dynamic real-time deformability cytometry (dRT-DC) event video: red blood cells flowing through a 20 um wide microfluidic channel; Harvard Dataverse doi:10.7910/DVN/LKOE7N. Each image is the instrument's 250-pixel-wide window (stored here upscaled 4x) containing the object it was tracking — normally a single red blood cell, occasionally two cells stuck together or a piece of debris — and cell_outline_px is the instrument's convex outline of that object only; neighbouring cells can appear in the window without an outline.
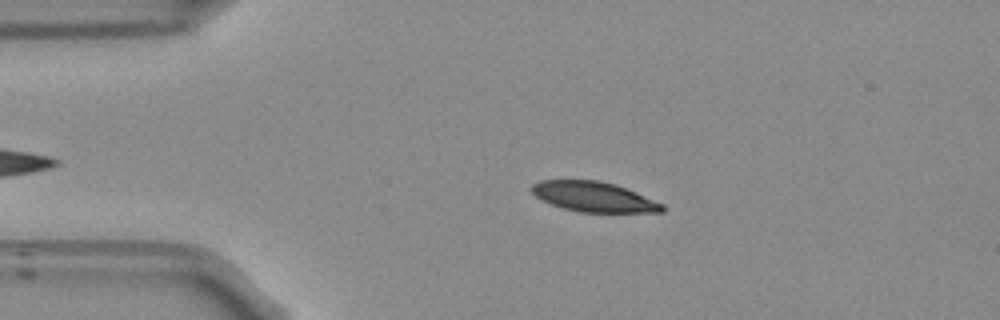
{"species": "Egyptian fruit bat (a non-hibernating species)", "species_latin": "Rousettus aegyptiacus", "temperature_condition": "room temperature", "stored_images_in_passage": 46, "camera_frame_rate_fps": 3000, "um_per_image_px": 0.085, "frame": {"image": 1, "passage_image": 10, "time_ms": 3.0, "image_size_px": [1000, 320], "cell_outline_px": [[664, 212], [580, 212], [564, 208], [552, 204], [536, 196], [532, 192], [532, 184], [540, 180], [596, 180], [616, 184], [664, 204]], "centroid_in_image_um": [50.49, 16.72], "position_along_channel_um": 34.5, "area_um2": 22.6}}
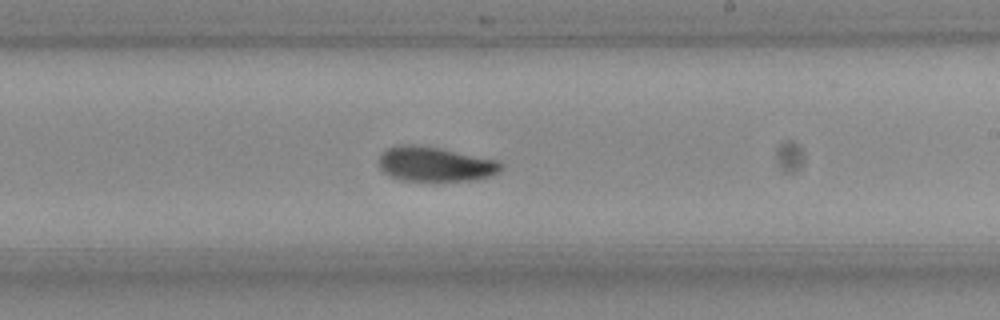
{"frame": {"image": 2, "passage_image": 30, "time_ms": 9.667, "image_size_px": [1000, 320], "cell_outline_px": [[504, 164], [500, 172], [492, 176], [476, 180], [400, 180], [384, 172], [380, 168], [380, 156], [388, 148], [400, 144], [412, 144], [440, 148], [500, 160]], "centroid_in_image_um": [37.07, 13.94], "position_along_channel_um": 251.9, "area_um2": 24.68}}
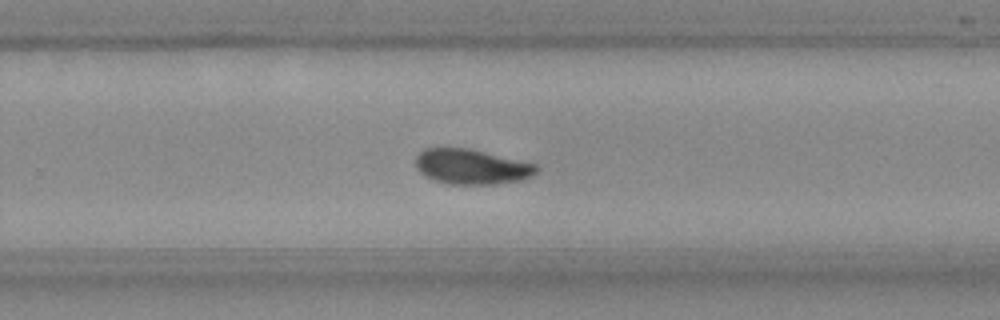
{"frame": {"image": 3, "passage_image": 33, "time_ms": 10.667, "image_size_px": [1000, 320], "cell_outline_px": [[540, 168], [532, 176], [524, 180], [496, 184], [448, 184], [432, 180], [424, 176], [416, 168], [416, 156], [424, 148], [468, 148], [536, 164]], "centroid_in_image_um": [40.08, 14.18], "position_along_channel_um": 289.7, "area_um2": 24.85}, "authors_computed_cell_mechanics": {"area_um2": 24.4205, "velocity_mm_per_s": 3.7821, "shape_relaxation_time_tau1_ms": 4.0942, "shape_relaxation_time_tau2_ms": 1.4559, "deformation_change_tau1": 0.1363, "deformation_change_tau2": 0.051}}